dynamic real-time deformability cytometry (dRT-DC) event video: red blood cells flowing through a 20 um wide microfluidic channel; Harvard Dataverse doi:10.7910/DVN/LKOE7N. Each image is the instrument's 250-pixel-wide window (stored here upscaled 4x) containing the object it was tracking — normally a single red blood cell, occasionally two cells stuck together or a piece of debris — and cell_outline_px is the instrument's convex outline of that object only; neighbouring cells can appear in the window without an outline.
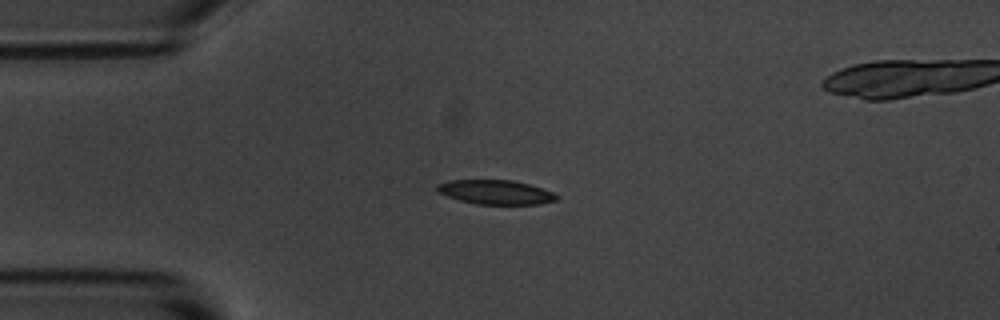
{"species": "common noctule bat (a hibernating species)", "species_latin": "Nyctalus noctula", "temperature_condition": "room temperature", "stored_images_in_passage": 8, "camera_frame_rate_fps": 3000, "um_per_image_px": 0.085, "animal": {"sex": "male", "body_mass_g": 20.1, "forearm_length_mm": 53.5}, "frame": {"image": 1, "passage_image": 3, "time_ms": 2.333, "image_size_px": [1000, 320], "cell_outline_px": [[560, 196], [556, 200], [540, 204], [476, 204], [460, 200], [436, 192], [436, 184], [452, 180], [512, 180], [528, 184], [552, 192]], "centroid_in_image_um": [42.11, 16.33], "position_along_channel_um": 42.9, "area_um2": 16.82}}
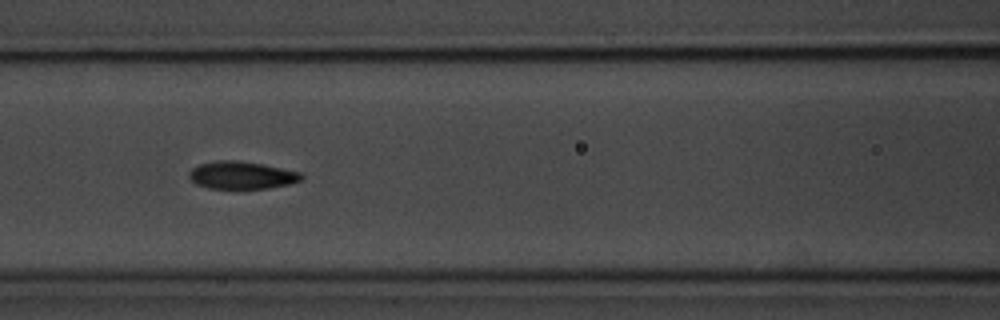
{"frame": {"image": 2, "passage_image": 6, "time_ms": 5.667, "image_size_px": [1000, 320], "cell_outline_px": [[304, 176], [300, 180], [288, 184], [268, 188], [208, 188], [196, 184], [188, 176], [188, 172], [192, 168], [200, 164], [216, 160], [236, 160], [260, 164], [300, 172]], "centroid_in_image_um": [20.5, 14.89], "position_along_channel_um": 146.1, "area_um2": 17.8}}
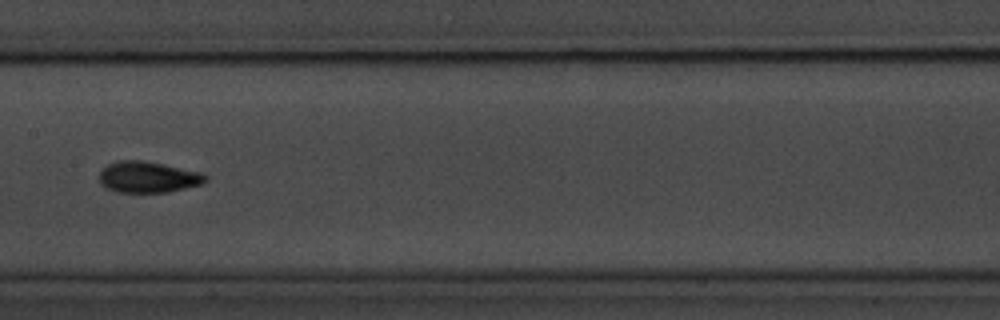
{"frame": {"image": 3, "passage_image": 7, "time_ms": 7.0, "image_size_px": [1000, 320], "cell_outline_px": [[208, 180], [200, 184], [168, 192], [116, 192], [104, 188], [100, 184], [100, 172], [108, 164], [120, 160], [140, 160], [204, 172], [208, 176]], "centroid_in_image_um": [12.59, 15.05], "position_along_channel_um": 194.8, "area_um2": 19.31}}